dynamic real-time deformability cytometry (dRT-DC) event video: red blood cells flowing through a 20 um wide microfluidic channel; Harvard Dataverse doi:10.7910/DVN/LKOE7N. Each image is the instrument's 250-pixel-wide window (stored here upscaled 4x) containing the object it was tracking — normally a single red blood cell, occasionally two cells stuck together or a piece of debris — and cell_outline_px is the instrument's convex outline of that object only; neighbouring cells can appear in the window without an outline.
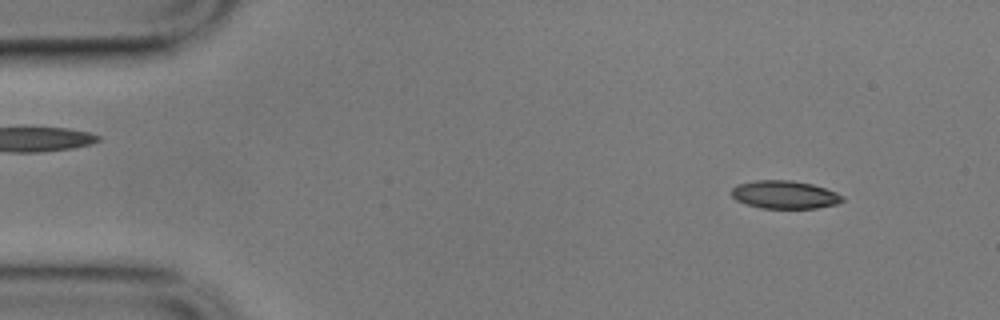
{"species": "common noctule bat (a hibernating species)", "species_latin": "Nyctalus noctula", "temperature_condition": "cold", "stored_images_in_passage": 52, "camera_frame_rate_fps": 3000, "um_per_image_px": 0.085, "animal": {"sex": "male", "body_mass_g": 17.9}, "frame": {"image": 1, "passage_image": 1, "time_ms": 0.0, "image_size_px": [1000, 320], "cell_outline_px": [[844, 200], [836, 204], [816, 208], [760, 208], [736, 200], [732, 196], [732, 188], [736, 184], [756, 180], [792, 180], [812, 184], [836, 192], [844, 196]], "centroid_in_image_um": [66.69, 16.54], "position_along_channel_um": 18.3, "area_um2": 18.09}}
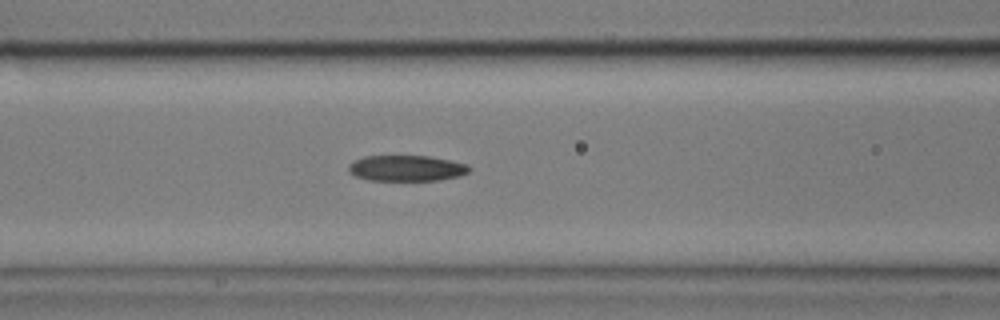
{"frame": {"image": 2, "passage_image": 18, "time_ms": 5.667, "image_size_px": [1000, 320], "cell_outline_px": [[472, 168], [468, 172], [460, 176], [440, 180], [368, 180], [356, 176], [348, 172], [348, 164], [352, 160], [364, 156], [428, 156], [452, 160], [468, 164]], "centroid_in_image_um": [34.55, 14.29], "position_along_channel_um": 132.0, "area_um2": 18.38}}
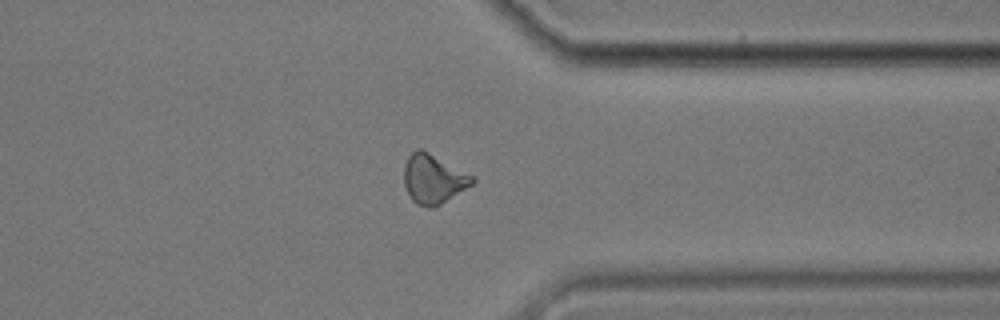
{"frame": {"image": 3, "passage_image": 39, "time_ms": 12.667, "image_size_px": [1000, 320], "cell_outline_px": [[476, 180], [472, 184], [440, 204], [432, 208], [428, 208], [416, 204], [408, 196], [404, 184], [404, 164], [408, 156], [416, 148], [420, 148], [476, 176]], "centroid_in_image_um": [36.82, 15.2], "position_along_channel_um": 374.6, "area_um2": 19.71}, "authors_computed_cell_mechanics": {"area_um2": 18.6405, "velocity_mm_per_s": 3.5224, "shape_relaxation_time_tau1_ms": null, "shape_relaxation_time_tau2_ms": 6.331, "deformation_change_tau1": null, "deformation_change_tau2": 0.1561}}